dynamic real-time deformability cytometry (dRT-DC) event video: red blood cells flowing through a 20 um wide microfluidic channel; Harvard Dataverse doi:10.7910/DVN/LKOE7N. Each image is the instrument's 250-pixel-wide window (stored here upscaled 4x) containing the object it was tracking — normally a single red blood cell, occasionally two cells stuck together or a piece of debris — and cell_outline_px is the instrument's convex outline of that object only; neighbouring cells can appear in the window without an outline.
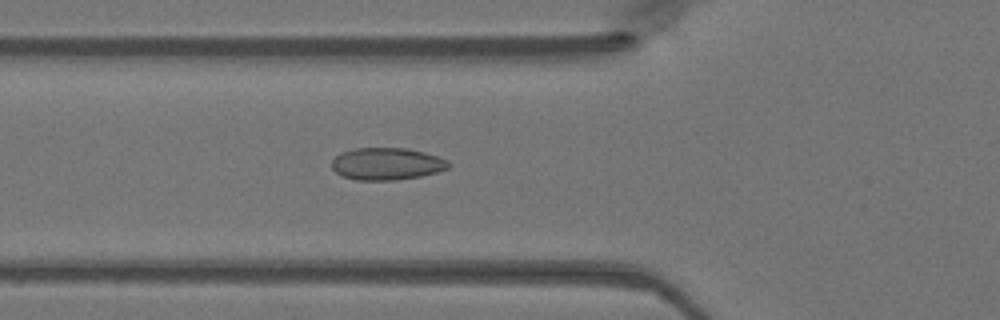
{"species": "Egyptian fruit bat (a non-hibernating species)", "species_latin": "Rousettus aegyptiacus", "temperature_condition": "warm", "stored_images_in_passage": 48, "camera_frame_rate_fps": 3000, "um_per_image_px": 0.085, "animal": {"sex": "female"}, "frame": {"image": 1, "passage_image": 17, "time_ms": 5.333, "image_size_px": [1000, 320], "cell_outline_px": [[452, 164], [448, 168], [436, 172], [420, 176], [396, 180], [356, 180], [344, 176], [336, 172], [332, 168], [332, 160], [340, 152], [356, 148], [404, 148], [424, 152], [448, 160]], "centroid_in_image_um": [32.87, 13.92], "position_along_channel_um": 92.9, "area_um2": 21.85}}
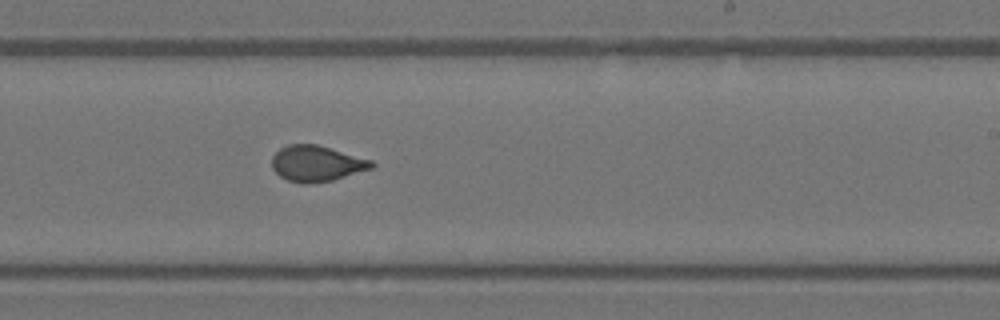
{"frame": {"image": 2, "passage_image": 29, "time_ms": 9.333, "image_size_px": [1000, 320], "cell_outline_px": [[376, 164], [372, 168], [332, 180], [304, 184], [288, 180], [280, 176], [272, 168], [272, 156], [280, 148], [288, 144], [316, 144], [372, 160]], "centroid_in_image_um": [26.89, 13.89], "position_along_channel_um": 262.1, "area_um2": 20.63}}
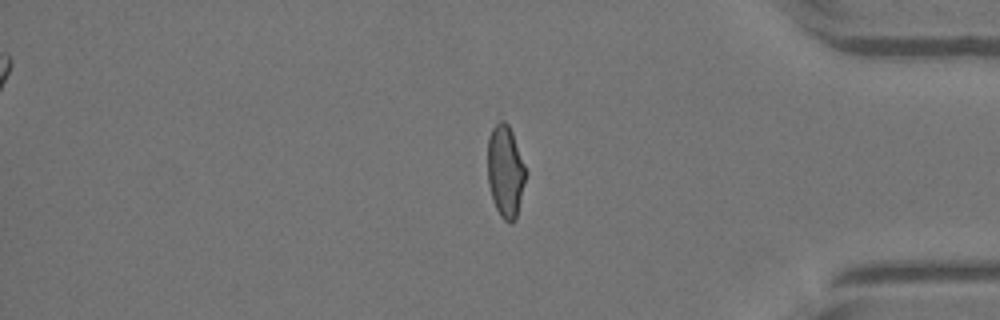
{"frame": {"image": 3, "passage_image": 40, "time_ms": 13.0, "image_size_px": [1000, 320], "cell_outline_px": [[528, 172], [516, 220], [512, 224], [508, 224], [500, 216], [492, 200], [488, 184], [488, 136], [500, 112], [508, 124], [512, 132]], "centroid_in_image_um": [42.97, 14.52], "position_along_channel_um": 392.2, "area_um2": 21.33}}